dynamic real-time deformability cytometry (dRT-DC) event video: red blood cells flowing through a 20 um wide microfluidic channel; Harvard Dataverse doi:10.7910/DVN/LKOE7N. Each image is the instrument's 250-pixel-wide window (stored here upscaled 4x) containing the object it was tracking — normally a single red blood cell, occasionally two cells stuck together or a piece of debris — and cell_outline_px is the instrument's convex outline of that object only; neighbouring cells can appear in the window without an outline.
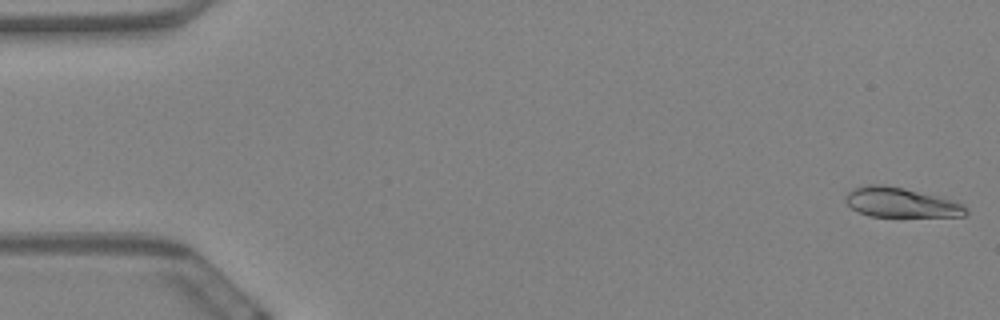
{"species": "Egyptian fruit bat (a non-hibernating species)", "species_latin": "Rousettus aegyptiacus", "temperature_condition": "warm", "stored_images_in_passage": 59, "camera_frame_rate_fps": 3000, "um_per_image_px": 0.085, "animal": {"sex": "female"}, "frame": {"image": 1, "passage_image": 1, "time_ms": 0.0, "image_size_px": [1000, 320], "cell_outline_px": [[968, 212], [964, 216], [868, 216], [852, 208], [844, 200], [844, 196], [848, 192], [856, 188], [868, 184], [880, 184], [904, 188], [936, 196], [964, 204], [968, 208]], "centroid_in_image_um": [76.56, 17.21], "position_along_channel_um": 8.4, "area_um2": 20.58}}
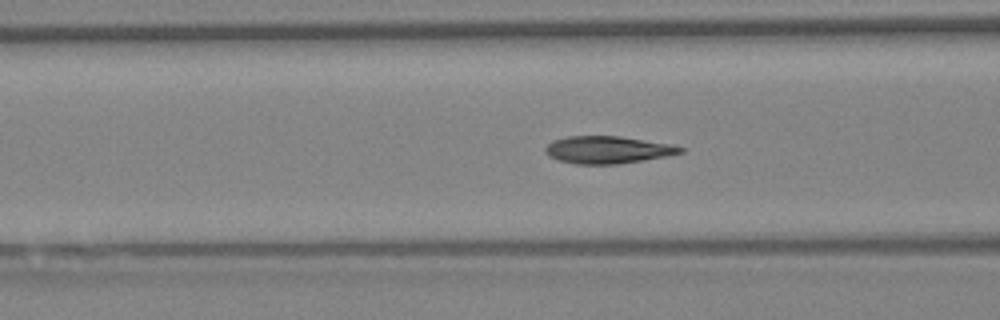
{"frame": {"image": 2, "passage_image": 23, "time_ms": 7.333, "image_size_px": [1000, 320], "cell_outline_px": [[684, 152], [664, 156], [616, 164], [576, 164], [556, 160], [548, 156], [544, 152], [544, 148], [552, 140], [568, 136], [620, 136], [668, 144], [684, 148]], "centroid_in_image_um": [51.55, 12.73], "position_along_channel_um": 115.0, "area_um2": 21.33}}
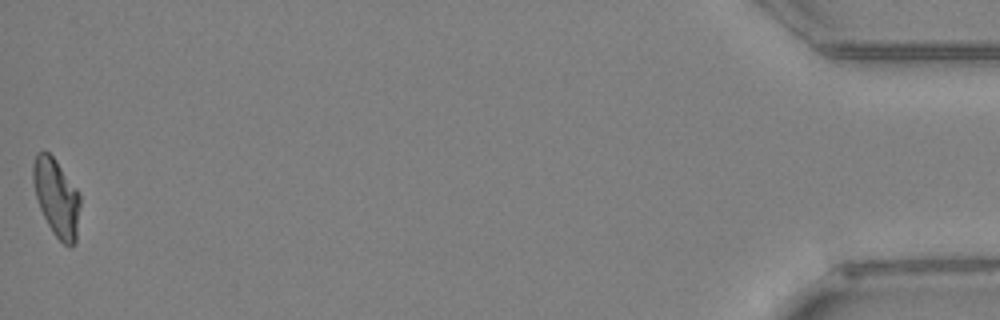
{"frame": {"image": 3, "passage_image": 59, "time_ms": 19.333, "image_size_px": [1000, 320], "cell_outline_px": [[80, 204], [76, 244], [68, 248], [52, 232], [40, 208], [36, 196], [32, 180], [32, 164], [36, 152], [48, 152], [56, 160], [80, 192]], "centroid_in_image_um": [4.81, 16.8], "position_along_channel_um": 430.4, "area_um2": 21.5}, "authors_computed_cell_mechanics": {"area_um2": 21.5594, "velocity_mm_per_s": 3.4438, "shape_relaxation_time_tau1_ms": 6.0067, "shape_relaxation_time_tau2_ms": 0.8384, "deformation_change_tau1": 0.1781, "deformation_change_tau2": 0.0538}}